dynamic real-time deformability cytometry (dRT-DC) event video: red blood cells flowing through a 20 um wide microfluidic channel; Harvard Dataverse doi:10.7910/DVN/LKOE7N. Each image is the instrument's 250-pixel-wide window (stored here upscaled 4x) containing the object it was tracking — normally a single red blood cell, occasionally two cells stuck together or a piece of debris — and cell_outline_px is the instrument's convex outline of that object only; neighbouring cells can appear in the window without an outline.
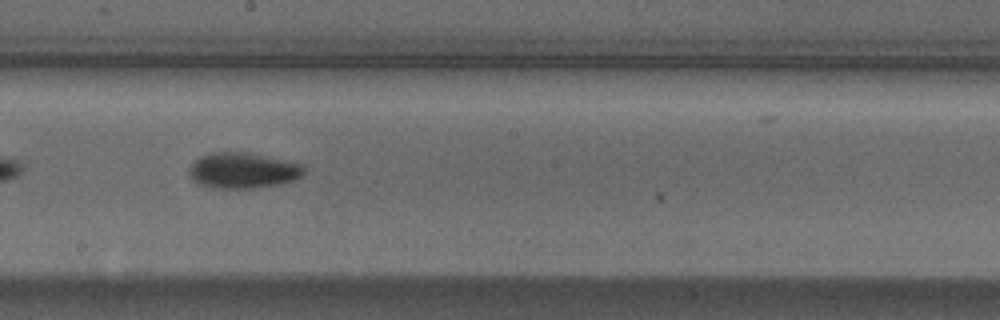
{"species": "Egyptian fruit bat (a non-hibernating species)", "species_latin": "Rousettus aegyptiacus", "temperature_condition": "cold", "stored_images_in_passage": 21, "camera_frame_rate_fps": 3000, "um_per_image_px": 0.085, "animal": {"sex": "male"}, "frame": {"image": 1, "passage_image": 15, "time_ms": 4.667, "image_size_px": [1000, 320], "cell_outline_px": [[304, 176], [296, 180], [280, 184], [252, 188], [216, 188], [200, 184], [192, 180], [188, 176], [188, 168], [200, 156], [212, 152], [248, 152], [296, 160], [304, 164]], "centroid_in_image_um": [20.73, 14.47], "position_along_channel_um": 227.5, "area_um2": 24.62}}
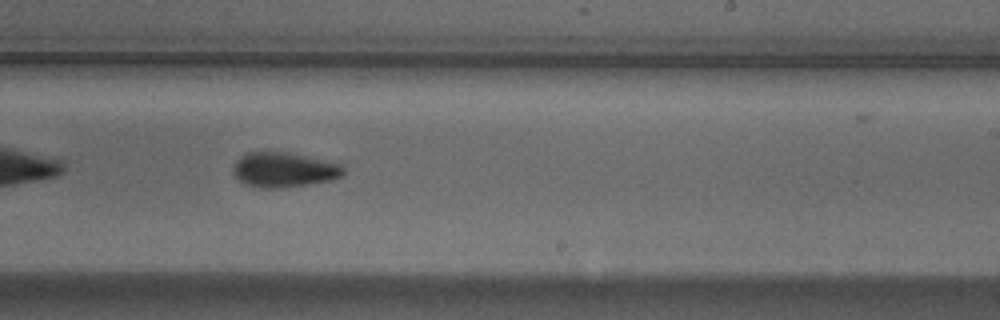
{"frame": {"image": 2, "passage_image": 18, "time_ms": 5.667, "image_size_px": [1000, 320], "cell_outline_px": [[344, 172], [340, 176], [332, 180], [308, 184], [280, 188], [256, 188], [244, 184], [236, 180], [232, 172], [236, 160], [240, 156], [248, 152], [264, 148], [292, 152], [340, 160], [344, 164]], "centroid_in_image_um": [24.17, 14.36], "position_along_channel_um": 264.8, "area_um2": 24.1}}